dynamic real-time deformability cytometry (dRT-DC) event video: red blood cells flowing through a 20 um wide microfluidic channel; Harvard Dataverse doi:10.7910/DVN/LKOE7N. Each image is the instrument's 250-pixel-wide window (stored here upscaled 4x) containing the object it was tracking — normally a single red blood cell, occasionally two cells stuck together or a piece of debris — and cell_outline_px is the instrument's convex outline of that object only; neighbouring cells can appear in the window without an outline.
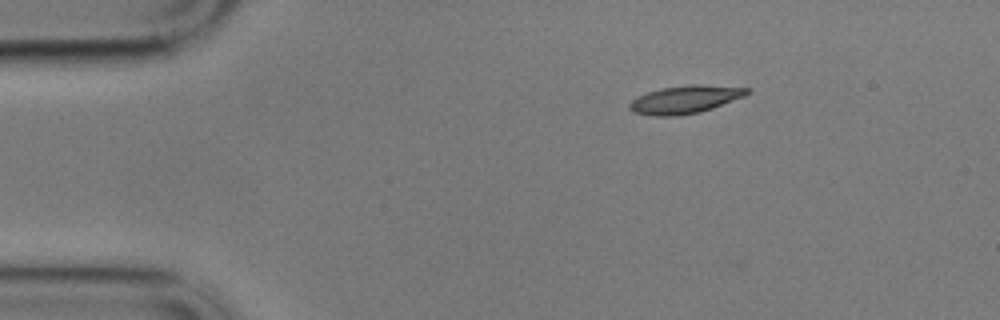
{"species": "common noctule bat (a hibernating species)", "species_latin": "Nyctalus noctula", "temperature_condition": "cold", "stored_images_in_passage": 44, "camera_frame_rate_fps": 3000, "um_per_image_px": 0.085, "animal": {"sex": "male", "body_mass_g": 17.9}, "frame": {"image": 1, "passage_image": 1, "time_ms": 0.0, "image_size_px": [1000, 320], "cell_outline_px": [[752, 92], [744, 96], [712, 108], [700, 112], [680, 116], [652, 116], [632, 112], [628, 108], [628, 104], [636, 96], [660, 88], [692, 84], [700, 84], [748, 88]], "centroid_in_image_um": [58.19, 8.46], "position_along_channel_um": 26.8, "area_um2": 19.25}}
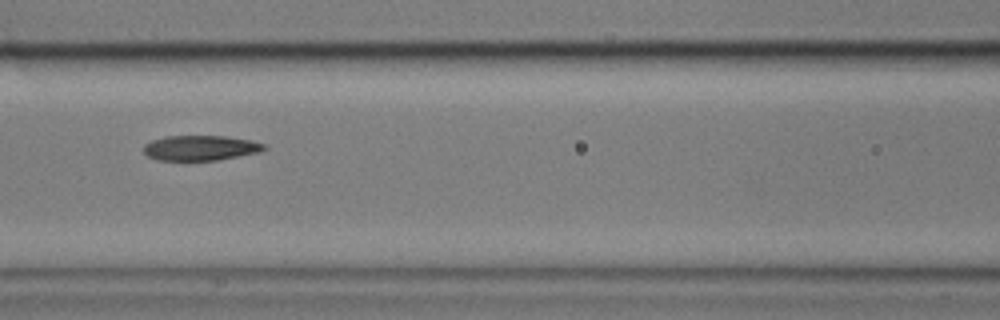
{"frame": {"image": 2, "passage_image": 17, "time_ms": 5.333, "image_size_px": [1000, 320], "cell_outline_px": [[268, 148], [260, 152], [220, 160], [156, 160], [148, 156], [144, 152], [144, 144], [152, 140], [164, 136], [224, 136], [248, 140], [268, 144]], "centroid_in_image_um": [17.07, 12.57], "position_along_channel_um": 149.5, "area_um2": 17.74}}
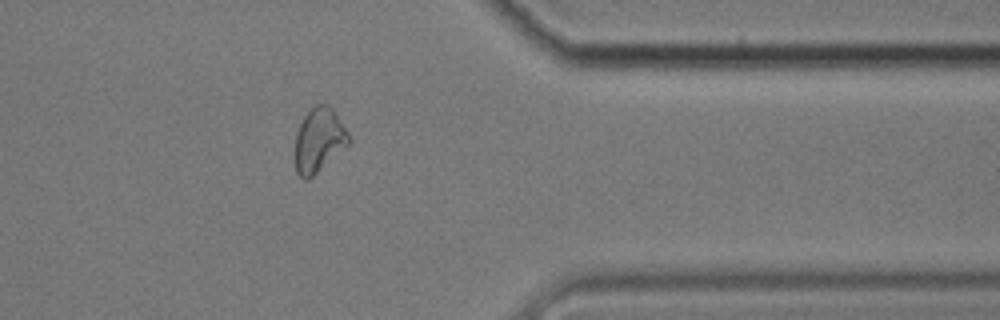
{"frame": {"image": 3, "passage_image": 39, "time_ms": 12.667, "image_size_px": [1000, 320], "cell_outline_px": [[352, 140], [348, 144], [308, 180], [304, 180], [296, 172], [296, 132], [304, 116], [316, 104], [328, 104], [332, 108], [352, 136]], "centroid_in_image_um": [27.13, 11.89], "position_along_channel_um": 384.3, "area_um2": 19.88}, "authors_computed_cell_mechanics": {"area_um2": 18.5827, "velocity_mm_per_s": 3.3928, "shape_relaxation_time_tau1_ms": 5.741, "shape_relaxation_time_tau2_ms": 2.3244, "deformation_change_tau1": 0.1627, "deformation_change_tau2": 0.0739}}